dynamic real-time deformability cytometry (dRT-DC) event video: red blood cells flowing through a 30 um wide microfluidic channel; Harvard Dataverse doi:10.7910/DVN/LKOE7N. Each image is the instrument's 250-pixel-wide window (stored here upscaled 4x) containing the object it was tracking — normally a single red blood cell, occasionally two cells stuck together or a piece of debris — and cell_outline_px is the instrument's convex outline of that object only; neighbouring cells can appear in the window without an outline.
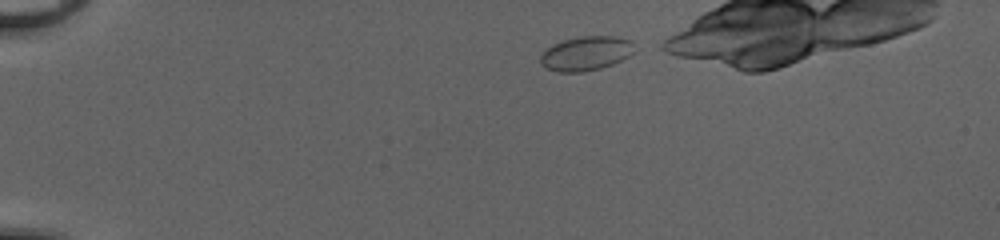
{"species": "common noctule bat (a hibernating species)", "species_latin": "Nyctalus noctula", "temperature_condition": "cold", "stored_images_in_passage": 36, "camera_frame_rate_fps": 3000, "um_per_image_px": 0.085, "animal": {"sex": "female", "body_mass_g": 20.0, "forearm_length_mm": 54.0}, "frame": {"image": 1, "passage_image": 1, "time_ms": 0.0, "image_size_px": [1000, 240], "cell_outline_px": [[632, 52], [628, 56], [612, 64], [600, 68], [580, 72], [560, 72], [548, 68], [540, 64], [540, 56], [552, 44], [564, 40], [580, 36], [616, 36], [632, 40]], "centroid_in_image_um": [49.79, 4.53], "position_along_channel_um": 35.2, "area_um2": 18.5}}
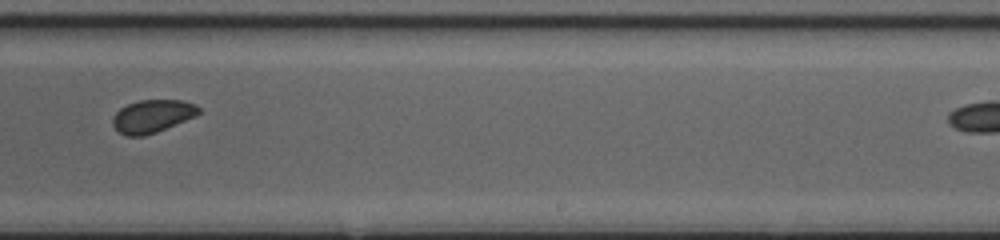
{"frame": {"image": 2, "passage_image": 24, "time_ms": 7.667, "image_size_px": [1000, 240], "cell_outline_px": [[200, 112], [196, 116], [156, 132], [144, 136], [124, 136], [112, 124], [112, 116], [120, 108], [128, 104], [140, 100], [184, 100], [196, 104], [200, 108]], "centroid_in_image_um": [12.95, 9.87], "position_along_channel_um": 276.0, "area_um2": 16.53}}
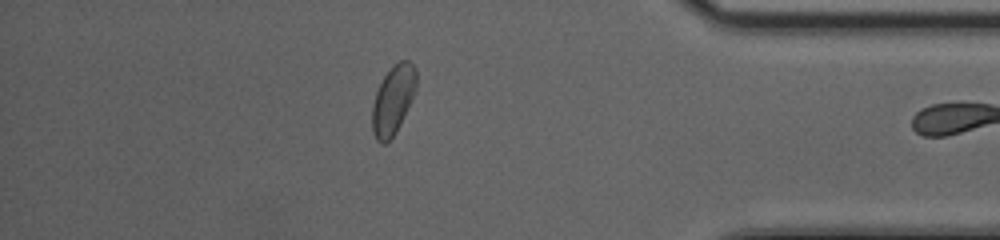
{"frame": {"image": 3, "passage_image": 35, "time_ms": 11.333, "image_size_px": [1000, 240], "cell_outline_px": [[416, 88], [400, 124], [396, 132], [384, 144], [380, 144], [376, 140], [372, 132], [372, 104], [376, 92], [384, 76], [392, 64], [400, 60], [408, 60], [416, 68]], "centroid_in_image_um": [33.39, 8.48], "position_along_channel_um": 401.8, "area_um2": 17.63}}